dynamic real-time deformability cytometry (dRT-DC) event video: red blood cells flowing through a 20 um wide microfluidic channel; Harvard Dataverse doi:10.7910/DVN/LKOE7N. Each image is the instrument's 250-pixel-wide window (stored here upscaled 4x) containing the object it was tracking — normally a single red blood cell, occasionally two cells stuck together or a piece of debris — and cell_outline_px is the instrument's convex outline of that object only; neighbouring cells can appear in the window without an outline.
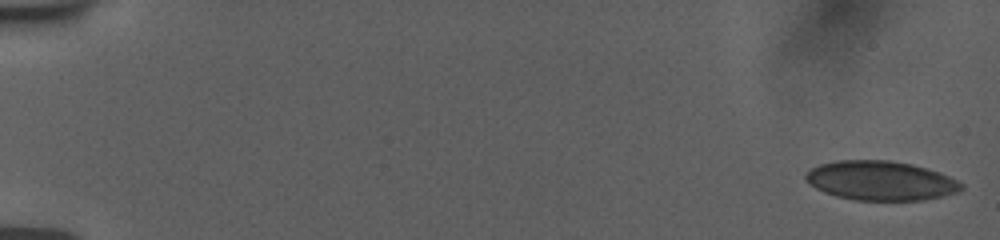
{"species": "human", "species_latin": "Homo sapiens", "temperature_condition": "room temperature", "stored_images_in_passage": 19, "camera_frame_rate_fps": 3000, "um_per_image_px": 0.085, "donor": {"sex": "female"}, "frame": {"image": 1, "passage_image": 1, "time_ms": 0.0, "image_size_px": [1000, 240], "cell_outline_px": [[964, 188], [956, 192], [940, 196], [920, 200], [856, 200], [836, 196], [824, 192], [816, 188], [804, 176], [812, 168], [820, 164], [840, 160], [888, 160], [908, 164], [924, 168], [936, 172], [960, 184]], "centroid_in_image_um": [74.78, 15.36], "position_along_channel_um": 10.2, "area_um2": 34.68}}